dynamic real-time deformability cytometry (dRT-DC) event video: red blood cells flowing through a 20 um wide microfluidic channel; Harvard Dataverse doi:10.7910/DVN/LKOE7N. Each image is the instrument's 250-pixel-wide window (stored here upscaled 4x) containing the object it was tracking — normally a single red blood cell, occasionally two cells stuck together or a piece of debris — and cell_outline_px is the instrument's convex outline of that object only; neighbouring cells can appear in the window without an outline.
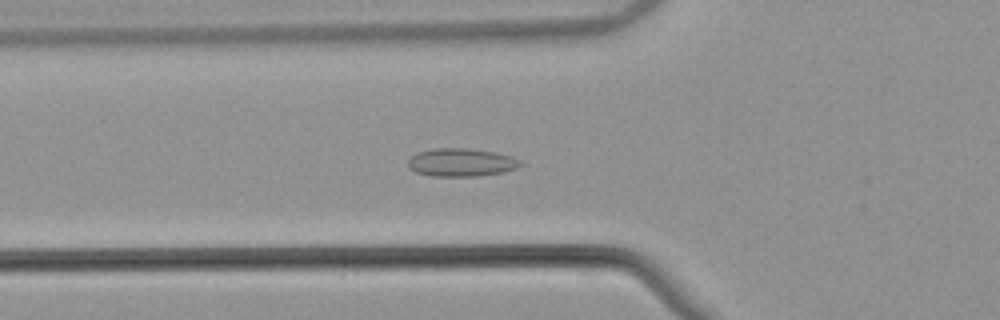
{"species": "common noctule bat (a hibernating species)", "species_latin": "Nyctalus noctula", "temperature_condition": "warm", "stored_images_in_passage": 50, "camera_frame_rate_fps": 3000, "um_per_image_px": 0.085, "animal": {"sex": "male", "body_mass_g": 21.5, "forearm_length_mm": 52.0}, "frame": {"image": 1, "passage_image": 15, "time_ms": 4.667, "image_size_px": [1000, 320], "cell_outline_px": [[524, 164], [516, 168], [500, 172], [476, 176], [432, 176], [416, 172], [408, 168], [408, 160], [416, 152], [432, 148], [468, 148], [496, 152], [512, 156], [520, 160]], "centroid_in_image_um": [39.19, 13.79], "position_along_channel_um": 86.6, "area_um2": 18.5}}
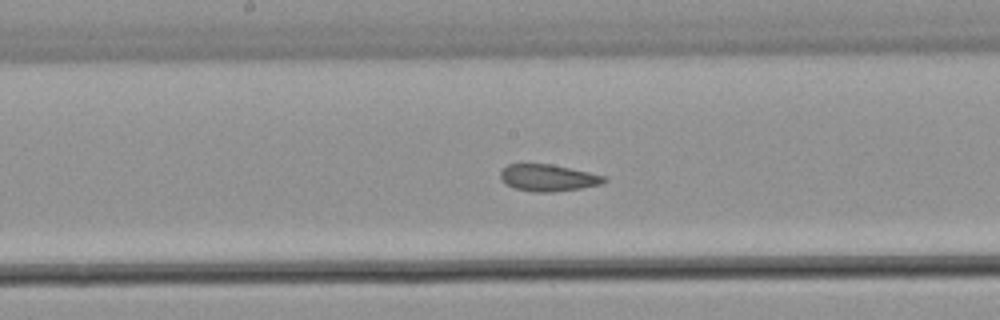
{"frame": {"image": 2, "passage_image": 24, "time_ms": 7.667, "image_size_px": [1000, 320], "cell_outline_px": [[608, 180], [604, 184], [580, 188], [552, 192], [532, 192], [512, 188], [504, 184], [500, 180], [500, 172], [508, 164], [552, 164], [588, 172], [604, 176]], "centroid_in_image_um": [46.56, 15.12], "position_along_channel_um": 201.6, "area_um2": 16.36}}
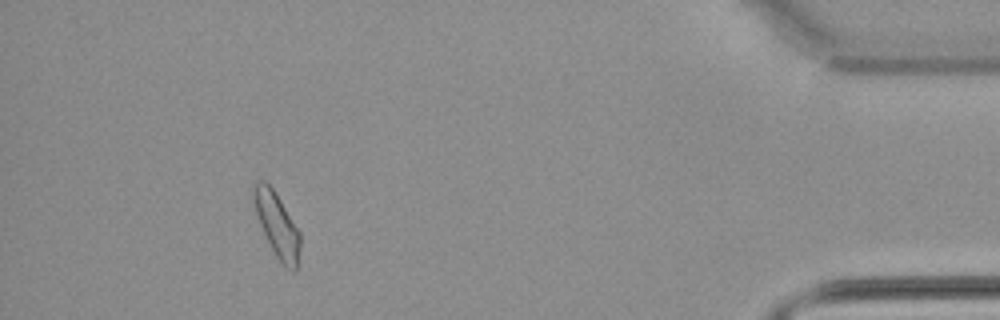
{"frame": {"image": 3, "passage_image": 45, "time_ms": 14.667, "image_size_px": [1000, 320], "cell_outline_px": [[300, 248], [296, 272], [292, 272], [276, 256], [260, 224], [248, 192], [252, 184], [260, 180], [264, 180], [272, 188], [280, 200], [300, 232]], "centroid_in_image_um": [23.49, 19.04], "position_along_channel_um": 411.7, "area_um2": 17.46}, "authors_computed_cell_mechanics": {"area_um2": 17.2533, "velocity_mm_per_s": 3.8279, "shape_relaxation_time_tau1_ms": null, "shape_relaxation_time_tau2_ms": 2.2121, "deformation_change_tau1": null, "deformation_change_tau2": 0.0925}}